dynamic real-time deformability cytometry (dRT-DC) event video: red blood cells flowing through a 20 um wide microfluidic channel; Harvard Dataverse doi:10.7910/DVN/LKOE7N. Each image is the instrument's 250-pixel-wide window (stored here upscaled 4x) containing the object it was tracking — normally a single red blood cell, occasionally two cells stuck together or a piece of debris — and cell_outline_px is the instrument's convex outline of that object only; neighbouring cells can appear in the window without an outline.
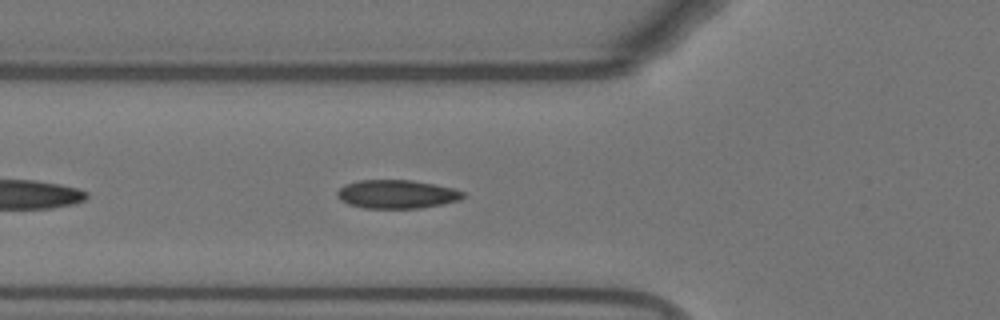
{"species": "Egyptian fruit bat (a non-hibernating species)", "species_latin": "Rousettus aegyptiacus", "temperature_condition": "warm", "stored_images_in_passage": 39, "camera_frame_rate_fps": 3000, "um_per_image_px": 0.085, "animal": {"sex": "female"}, "frame": {"image": 1, "passage_image": 6, "time_ms": 1.667, "image_size_px": [1000, 320], "cell_outline_px": [[468, 196], [460, 200], [444, 204], [420, 208], [364, 208], [348, 204], [340, 200], [336, 196], [336, 192], [344, 184], [356, 180], [412, 180], [436, 184], [456, 188], [464, 192]], "centroid_in_image_um": [33.76, 16.5], "position_along_channel_um": 92.0, "area_um2": 21.39}}
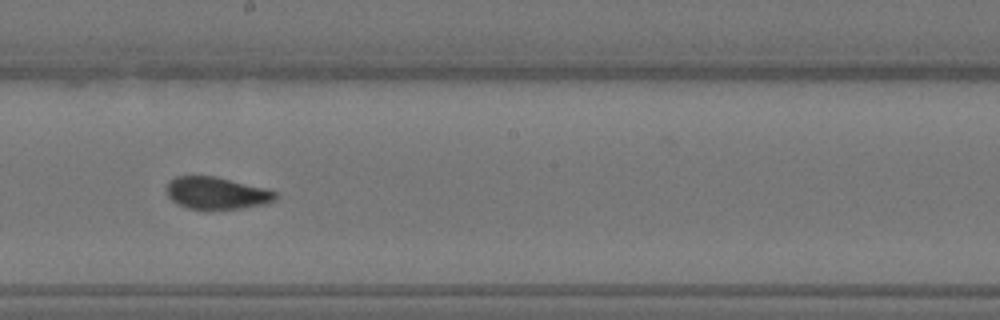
{"frame": {"image": 2, "passage_image": 17, "time_ms": 5.333, "image_size_px": [1000, 320], "cell_outline_px": [[276, 200], [264, 204], [240, 208], [188, 208], [176, 204], [168, 196], [168, 180], [176, 176], [216, 176], [264, 188], [276, 192]], "centroid_in_image_um": [18.39, 16.4], "position_along_channel_um": 229.8, "area_um2": 20.06}, "authors_computed_cell_mechanics": {"area_um2": 20.808, "velocity_mm_per_s": 3.747, "shape_relaxation_time_tau1_ms": 6.8436, "shape_relaxation_time_tau2_ms": 1.0239, "deformation_change_tau1": 0.1792, "deformation_change_tau2": 0.0516}}